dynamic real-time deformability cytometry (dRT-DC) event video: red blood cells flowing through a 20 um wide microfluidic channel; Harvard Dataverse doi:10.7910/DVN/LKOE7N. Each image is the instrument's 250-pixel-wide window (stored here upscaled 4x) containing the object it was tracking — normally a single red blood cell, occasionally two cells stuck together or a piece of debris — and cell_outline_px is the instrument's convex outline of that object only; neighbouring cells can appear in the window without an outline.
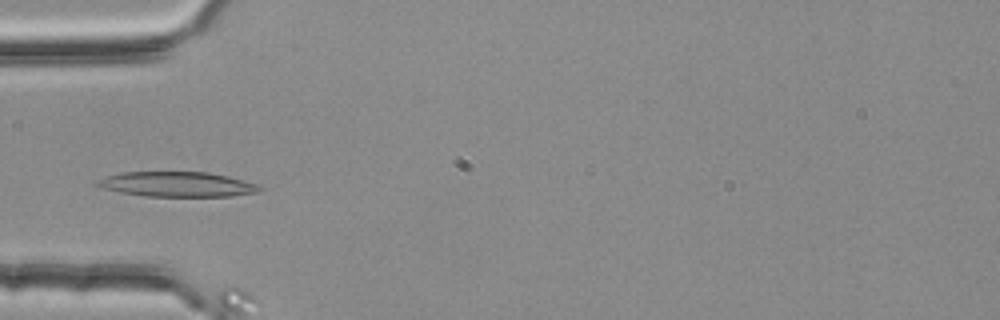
{"species": "common noctule bat (a hibernating species)", "species_latin": "Nyctalus noctula", "temperature_condition": "room temperature", "stored_images_in_passage": 4, "camera_frame_rate_fps": 3000, "um_per_image_px": 0.085, "animal": {"sex": "female", "body_mass_g": 25.1}, "frame": {"image": 1, "passage_image": 4, "time_ms": 1.0, "image_size_px": [1000, 320], "cell_outline_px": [[264, 188], [260, 192], [232, 196], [144, 196], [120, 192], [100, 188], [92, 184], [96, 180], [120, 172], [208, 172], [228, 176], [256, 184]], "centroid_in_image_um": [15.02, 15.66], "position_along_channel_um": 70.0, "area_um2": 23.76}}